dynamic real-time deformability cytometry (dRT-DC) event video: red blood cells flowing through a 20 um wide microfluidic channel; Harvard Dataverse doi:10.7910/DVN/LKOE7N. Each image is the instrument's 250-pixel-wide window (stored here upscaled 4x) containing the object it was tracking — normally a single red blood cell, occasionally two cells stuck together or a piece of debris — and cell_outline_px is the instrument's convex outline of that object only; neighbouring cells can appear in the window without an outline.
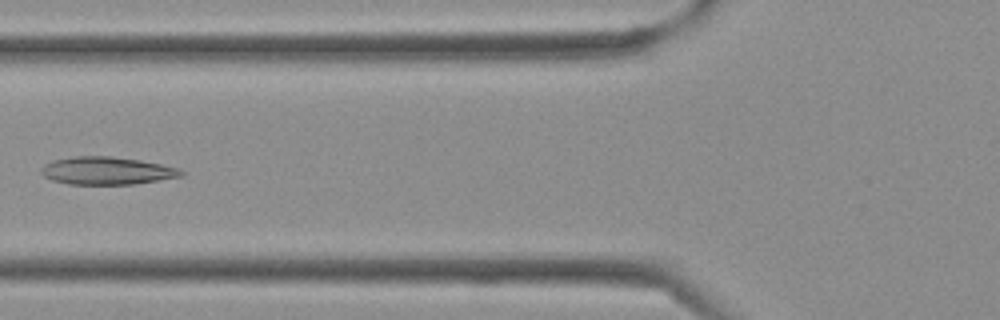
{"species": "Egyptian fruit bat (a non-hibernating species)", "species_latin": "Rousettus aegyptiacus", "temperature_condition": "cold", "stored_images_in_passage": 32, "camera_frame_rate_fps": 3000, "um_per_image_px": 0.085, "frame": {"image": 1, "passage_image": 9, "time_ms": 2.667, "image_size_px": [1000, 320], "cell_outline_px": [[184, 176], [132, 184], [68, 184], [52, 180], [44, 176], [40, 172], [40, 168], [44, 164], [52, 160], [76, 156], [108, 156], [140, 160], [180, 168], [184, 172]], "centroid_in_image_um": [9.06, 14.51], "position_along_channel_um": 116.7, "area_um2": 22.6}}
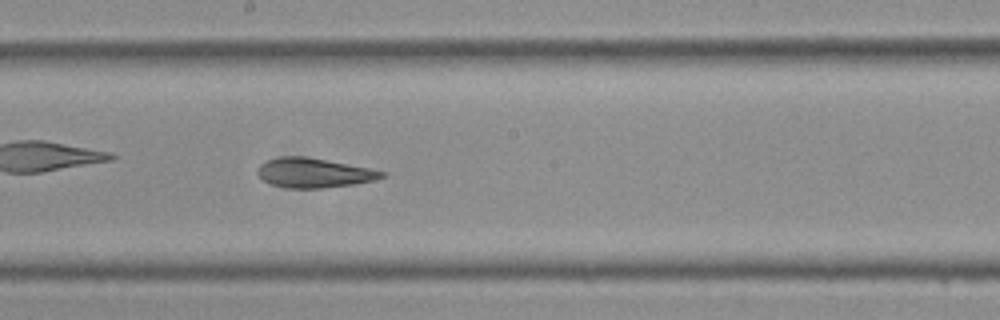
{"frame": {"image": 2, "passage_image": 15, "time_ms": 4.667, "image_size_px": [1000, 320], "cell_outline_px": [[384, 176], [372, 180], [352, 184], [324, 188], [288, 188], [272, 184], [264, 180], [256, 172], [256, 168], [260, 164], [268, 160], [280, 156], [304, 156], [368, 168], [384, 172]], "centroid_in_image_um": [26.61, 14.69], "position_along_channel_um": 221.6, "area_um2": 20.98}}
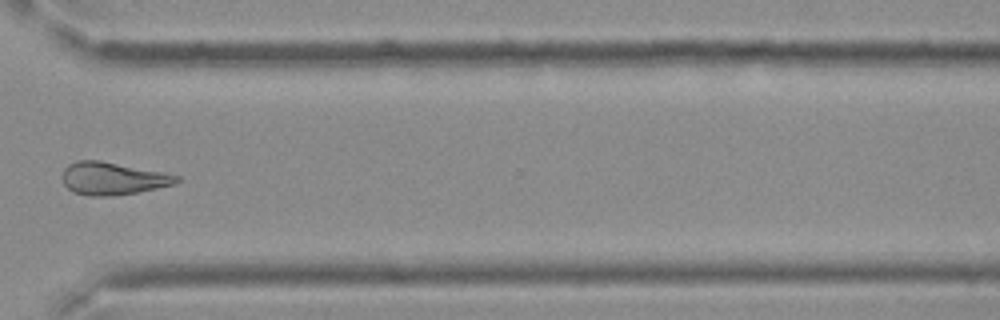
{"frame": {"image": 3, "passage_image": 23, "time_ms": 7.333, "image_size_px": [1000, 320], "cell_outline_px": [[180, 180], [172, 184], [156, 188], [136, 192], [112, 196], [88, 196], [72, 192], [64, 184], [64, 168], [68, 164], [76, 160], [100, 160], [180, 176]], "centroid_in_image_um": [9.53, 15.17], "position_along_channel_um": 361.1, "area_um2": 21.39}}